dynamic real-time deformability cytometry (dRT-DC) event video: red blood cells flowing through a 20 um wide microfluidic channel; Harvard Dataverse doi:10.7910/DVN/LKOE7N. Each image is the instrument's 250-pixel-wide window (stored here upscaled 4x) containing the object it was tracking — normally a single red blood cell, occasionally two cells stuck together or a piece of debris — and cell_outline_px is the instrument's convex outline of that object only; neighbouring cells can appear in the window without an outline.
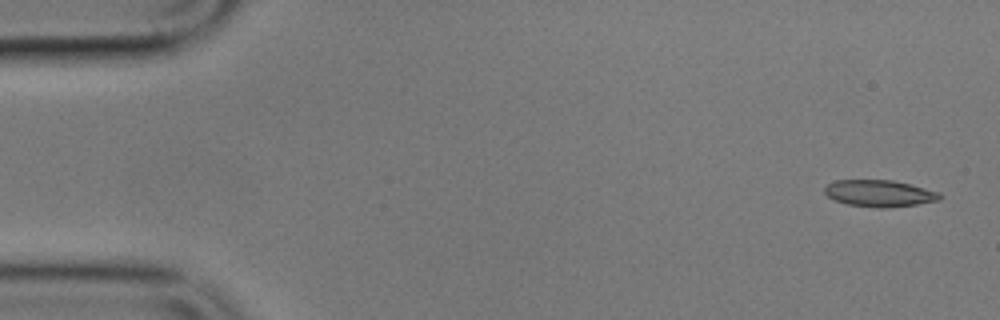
{"species": "common noctule bat (a hibernating species)", "species_latin": "Nyctalus noctula", "temperature_condition": "cold", "stored_images_in_passage": 5, "camera_frame_rate_fps": 3000, "um_per_image_px": 0.085, "animal": {"sex": "male", "body_mass_g": 17.9}, "frame": {"image": 1, "passage_image": 1, "time_ms": 0.0, "image_size_px": [1000, 320], "cell_outline_px": [[944, 196], [940, 200], [916, 204], [884, 208], [880, 208], [848, 204], [836, 200], [828, 196], [824, 192], [824, 188], [828, 184], [836, 180], [892, 180], [940, 192]], "centroid_in_image_um": [74.77, 16.43], "position_along_channel_um": 10.2, "area_um2": 17.74}}
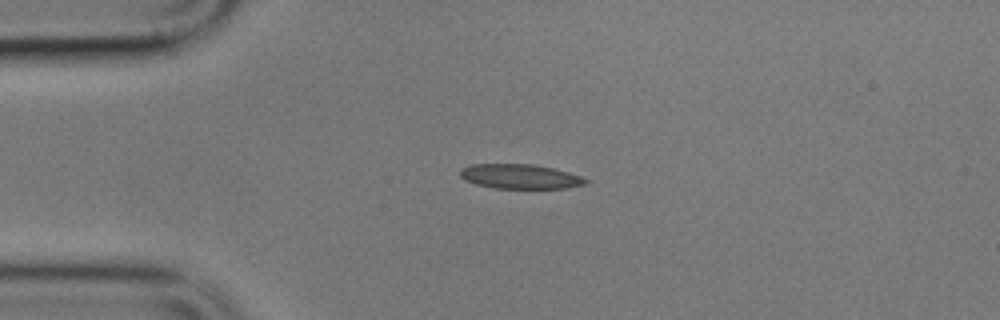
{"frame": {"image": 2, "passage_image": 4, "time_ms": 3.667, "image_size_px": [1000, 320], "cell_outline_px": [[588, 184], [568, 188], [492, 188], [476, 184], [464, 180], [460, 176], [460, 168], [472, 164], [536, 164], [568, 172], [580, 176], [588, 180]], "centroid_in_image_um": [44.2, 15.0], "position_along_channel_um": 40.8, "area_um2": 18.09}}